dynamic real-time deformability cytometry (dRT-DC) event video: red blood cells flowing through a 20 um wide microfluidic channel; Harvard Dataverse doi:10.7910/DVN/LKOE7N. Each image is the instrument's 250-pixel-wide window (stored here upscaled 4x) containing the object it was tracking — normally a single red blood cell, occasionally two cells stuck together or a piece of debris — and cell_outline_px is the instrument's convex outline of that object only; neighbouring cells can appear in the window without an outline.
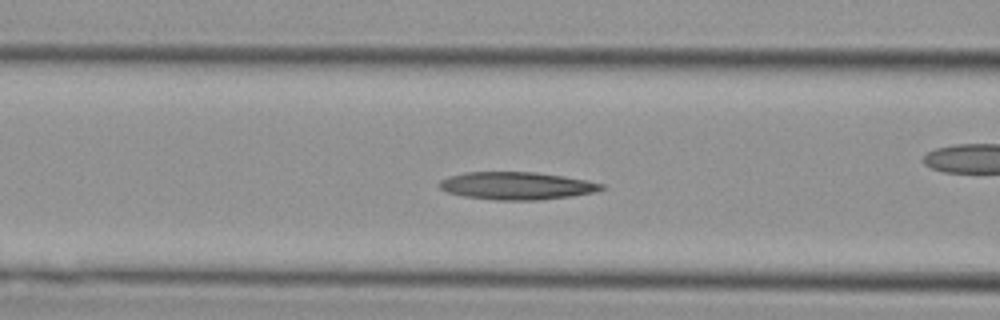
{"species": "Egyptian fruit bat (a non-hibernating species)", "species_latin": "Rousettus aegyptiacus", "temperature_condition": "cold", "stored_images_in_passage": 41, "camera_frame_rate_fps": 3000, "um_per_image_px": 0.085, "animal": {"sex": "female"}, "frame": {"image": 1, "passage_image": 12, "time_ms": 3.667, "image_size_px": [1000, 320], "cell_outline_px": [[608, 188], [592, 192], [572, 196], [536, 200], [496, 200], [464, 196], [448, 192], [440, 188], [436, 184], [440, 180], [448, 176], [464, 172], [536, 172], [564, 176], [588, 180], [604, 184]], "centroid_in_image_um": [43.92, 15.78], "position_along_channel_um": 122.7, "area_um2": 26.24}}
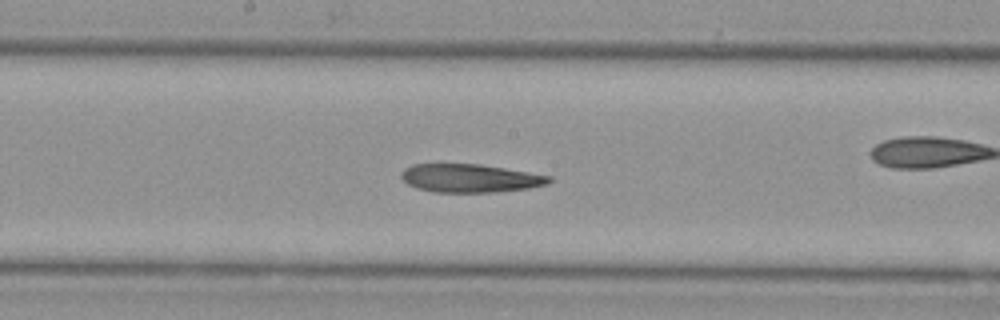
{"frame": {"image": 2, "passage_image": 18, "time_ms": 5.667, "image_size_px": [1000, 320], "cell_outline_px": [[552, 180], [548, 184], [528, 188], [492, 192], [432, 192], [416, 188], [408, 184], [400, 176], [400, 172], [404, 168], [412, 164], [480, 164], [552, 176]], "centroid_in_image_um": [39.93, 15.14], "position_along_channel_um": 208.3, "area_um2": 24.39}}